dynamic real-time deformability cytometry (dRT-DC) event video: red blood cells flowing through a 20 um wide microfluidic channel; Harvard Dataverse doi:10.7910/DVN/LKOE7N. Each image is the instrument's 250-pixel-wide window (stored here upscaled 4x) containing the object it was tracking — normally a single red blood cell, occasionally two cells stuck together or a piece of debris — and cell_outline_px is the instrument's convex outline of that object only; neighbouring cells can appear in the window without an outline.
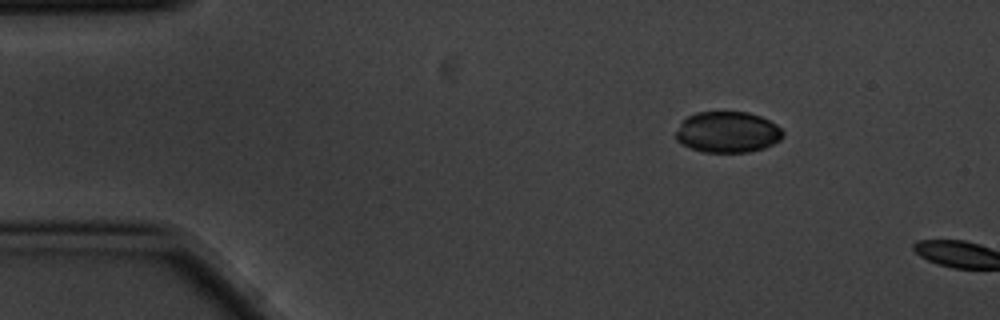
{"species": "common noctule bat (a hibernating species)", "species_latin": "Nyctalus noctula", "temperature_condition": "cold", "stored_images_in_passage": 2, "camera_frame_rate_fps": 3000, "um_per_image_px": 0.085, "animal": {"sex": "male", "body_mass_g": 20.1, "forearm_length_mm": 53.5}, "frame": {"image": 1, "passage_image": 1, "time_ms": 0.0, "image_size_px": [1000, 320], "cell_outline_px": [[784, 136], [780, 140], [764, 148], [748, 152], [704, 152], [692, 148], [676, 140], [676, 132], [680, 124], [688, 116], [696, 112], [748, 112], [760, 116], [776, 124], [784, 132]], "centroid_in_image_um": [61.87, 11.23], "position_along_channel_um": 23.1, "area_um2": 25.49}}